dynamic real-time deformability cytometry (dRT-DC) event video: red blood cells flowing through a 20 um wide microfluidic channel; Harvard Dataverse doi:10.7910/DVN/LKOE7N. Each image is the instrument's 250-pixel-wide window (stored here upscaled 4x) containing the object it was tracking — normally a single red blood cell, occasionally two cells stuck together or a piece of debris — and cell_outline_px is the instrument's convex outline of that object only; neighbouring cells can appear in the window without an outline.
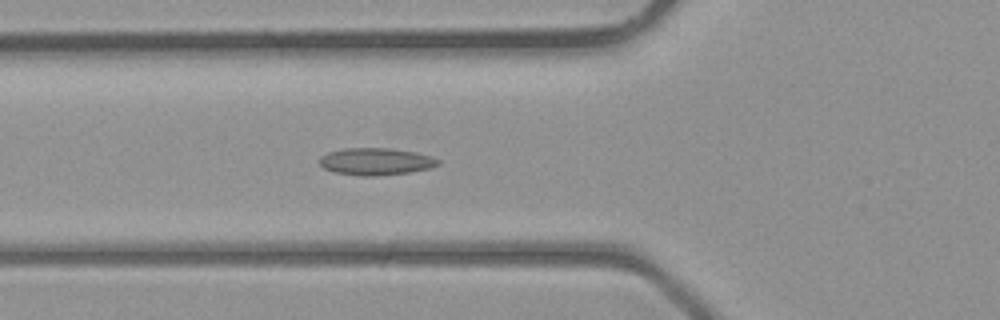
{"species": "common noctule bat (a hibernating species)", "species_latin": "Nyctalus noctula", "temperature_condition": "room temperature", "stored_images_in_passage": 28, "camera_frame_rate_fps": 3000, "um_per_image_px": 0.085, "animal": {"sex": "male", "body_mass_g": 23.1, "forearm_length_mm": 52.7}, "frame": {"image": 1, "passage_image": 4, "time_ms": 1.0, "image_size_px": [1000, 320], "cell_outline_px": [[440, 164], [428, 168], [408, 172], [376, 176], [360, 176], [332, 172], [324, 168], [320, 164], [320, 156], [328, 152], [344, 148], [388, 148], [416, 152], [432, 156], [440, 160]], "centroid_in_image_um": [31.93, 13.72], "position_along_channel_um": 93.9, "area_um2": 18.79}}
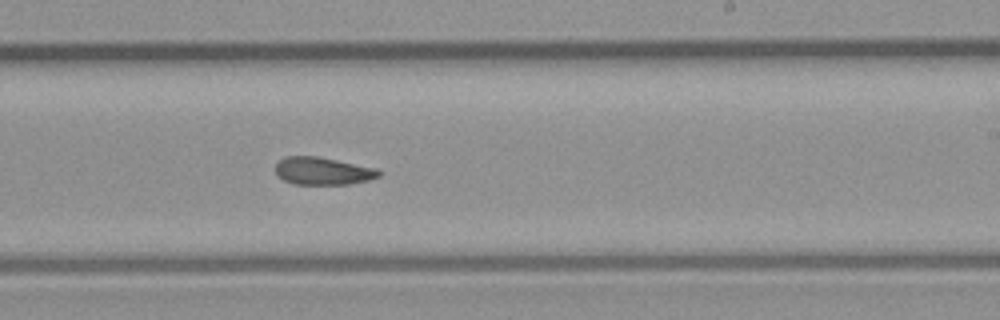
{"frame": {"image": 2, "passage_image": 14, "time_ms": 4.333, "image_size_px": [1000, 320], "cell_outline_px": [[380, 176], [368, 180], [348, 184], [296, 184], [284, 180], [276, 172], [276, 164], [284, 156], [316, 156], [376, 168], [380, 172]], "centroid_in_image_um": [27.43, 14.53], "position_along_channel_um": 261.6, "area_um2": 16.36}}
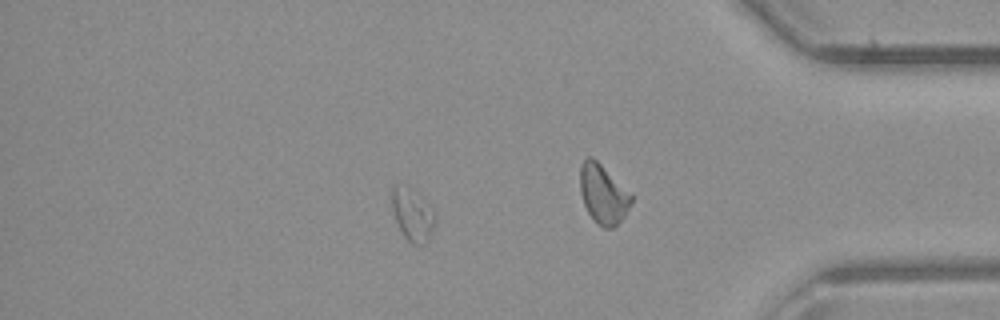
{"frame": {"image": 3, "passage_image": 22, "time_ms": 7.0, "image_size_px": [1000, 320], "cell_outline_px": [[436, 220], [432, 232], [424, 244], [412, 244], [400, 232], [392, 212], [392, 188], [396, 184], [436, 212]], "centroid_in_image_um": [35.05, 18.39], "position_along_channel_um": 400.2, "area_um2": 12.31}}